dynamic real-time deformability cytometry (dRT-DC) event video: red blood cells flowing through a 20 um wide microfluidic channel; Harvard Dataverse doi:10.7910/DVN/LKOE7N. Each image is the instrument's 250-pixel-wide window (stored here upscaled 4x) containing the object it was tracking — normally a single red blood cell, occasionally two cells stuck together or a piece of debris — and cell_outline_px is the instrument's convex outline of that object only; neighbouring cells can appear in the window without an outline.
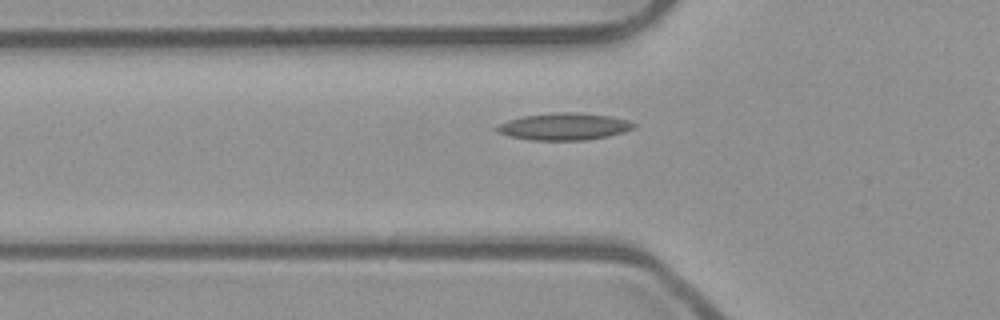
{"species": "common noctule bat (a hibernating species)", "species_latin": "Nyctalus noctula", "temperature_condition": "room temperature", "stored_images_in_passage": 45, "camera_frame_rate_fps": 3000, "um_per_image_px": 0.085, "animal": {"sex": "male", "body_mass_g": 23.1, "forearm_length_mm": 52.7}, "frame": {"image": 1, "passage_image": 16, "time_ms": 5.0, "image_size_px": [1000, 320], "cell_outline_px": [[636, 128], [624, 132], [608, 136], [584, 140], [532, 140], [512, 136], [496, 132], [496, 128], [500, 124], [508, 120], [524, 116], [556, 112], [576, 112], [608, 116], [628, 120], [636, 124]], "centroid_in_image_um": [47.99, 10.75], "position_along_channel_um": 77.8, "area_um2": 21.39}}
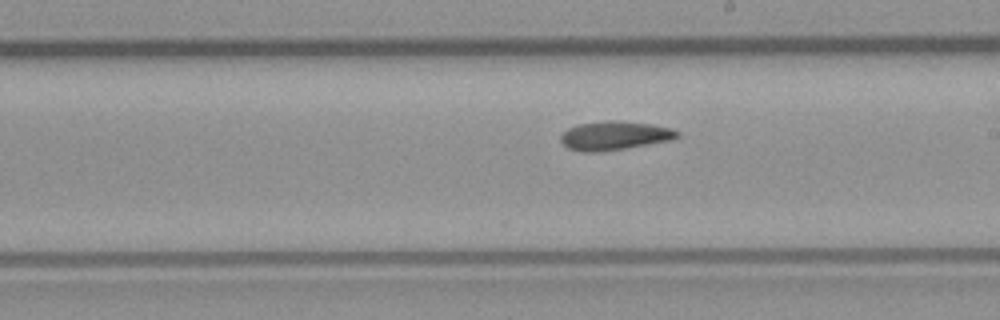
{"frame": {"image": 2, "passage_image": 28, "time_ms": 9.0, "image_size_px": [1000, 320], "cell_outline_px": [[680, 136], [672, 140], [624, 148], [592, 152], [584, 152], [568, 148], [560, 140], [560, 136], [568, 128], [580, 124], [608, 120], [616, 120], [652, 124], [672, 128], [680, 132]], "centroid_in_image_um": [52.27, 11.51], "position_along_channel_um": 236.7, "area_um2": 19.42}}
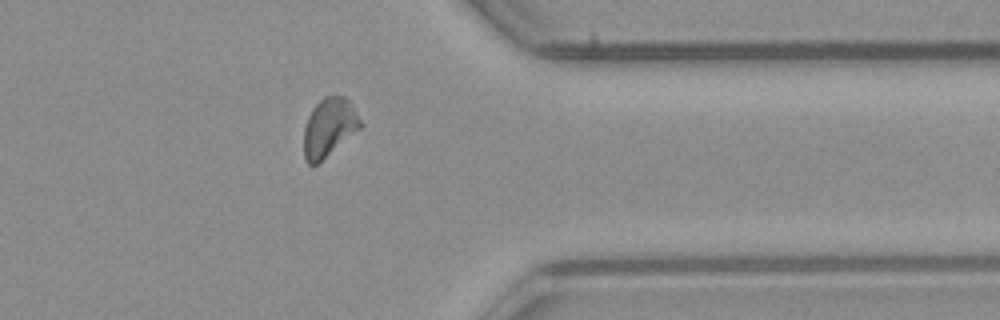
{"frame": {"image": 3, "passage_image": 40, "time_ms": 13.0, "image_size_px": [1000, 320], "cell_outline_px": [[364, 124], [360, 128], [312, 168], [304, 160], [304, 128], [308, 116], [312, 108], [324, 96], [344, 96], [348, 100]], "centroid_in_image_um": [27.94, 10.84], "position_along_channel_um": 383.5, "area_um2": 19.19}, "authors_computed_cell_mechanics": {"area_um2": 19.2474, "velocity_mm_per_s": 3.9395, "shape_relaxation_time_tau1_ms": null, "shape_relaxation_time_tau2_ms": 9.1234, "deformation_change_tau1": null, "deformation_change_tau2": 0.2023}}